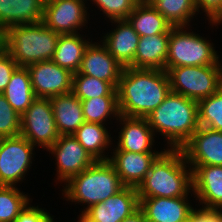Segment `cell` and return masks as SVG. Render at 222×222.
<instances>
[{
  "label": "cell",
  "mask_w": 222,
  "mask_h": 222,
  "mask_svg": "<svg viewBox=\"0 0 222 222\" xmlns=\"http://www.w3.org/2000/svg\"><path fill=\"white\" fill-rule=\"evenodd\" d=\"M160 154L111 151L108 161L114 167L124 186L137 188Z\"/></svg>",
  "instance_id": "obj_20"
},
{
  "label": "cell",
  "mask_w": 222,
  "mask_h": 222,
  "mask_svg": "<svg viewBox=\"0 0 222 222\" xmlns=\"http://www.w3.org/2000/svg\"><path fill=\"white\" fill-rule=\"evenodd\" d=\"M80 214L77 215L78 217L76 219L77 222H96L95 220H93L92 218H90L85 212H81L79 211Z\"/></svg>",
  "instance_id": "obj_40"
},
{
  "label": "cell",
  "mask_w": 222,
  "mask_h": 222,
  "mask_svg": "<svg viewBox=\"0 0 222 222\" xmlns=\"http://www.w3.org/2000/svg\"><path fill=\"white\" fill-rule=\"evenodd\" d=\"M18 67L15 60L3 50L0 53V93H3L10 81L12 73Z\"/></svg>",
  "instance_id": "obj_36"
},
{
  "label": "cell",
  "mask_w": 222,
  "mask_h": 222,
  "mask_svg": "<svg viewBox=\"0 0 222 222\" xmlns=\"http://www.w3.org/2000/svg\"><path fill=\"white\" fill-rule=\"evenodd\" d=\"M47 152L55 158L57 170L54 181L56 184L60 182L61 186L96 161L73 135H59Z\"/></svg>",
  "instance_id": "obj_11"
},
{
  "label": "cell",
  "mask_w": 222,
  "mask_h": 222,
  "mask_svg": "<svg viewBox=\"0 0 222 222\" xmlns=\"http://www.w3.org/2000/svg\"><path fill=\"white\" fill-rule=\"evenodd\" d=\"M219 64H220V68H221V81H222V58L219 59Z\"/></svg>",
  "instance_id": "obj_43"
},
{
  "label": "cell",
  "mask_w": 222,
  "mask_h": 222,
  "mask_svg": "<svg viewBox=\"0 0 222 222\" xmlns=\"http://www.w3.org/2000/svg\"><path fill=\"white\" fill-rule=\"evenodd\" d=\"M87 3V0L45 1L42 22L60 35L83 33L90 22Z\"/></svg>",
  "instance_id": "obj_10"
},
{
  "label": "cell",
  "mask_w": 222,
  "mask_h": 222,
  "mask_svg": "<svg viewBox=\"0 0 222 222\" xmlns=\"http://www.w3.org/2000/svg\"><path fill=\"white\" fill-rule=\"evenodd\" d=\"M169 33L141 36L134 61L128 66L136 69L165 70Z\"/></svg>",
  "instance_id": "obj_22"
},
{
  "label": "cell",
  "mask_w": 222,
  "mask_h": 222,
  "mask_svg": "<svg viewBox=\"0 0 222 222\" xmlns=\"http://www.w3.org/2000/svg\"><path fill=\"white\" fill-rule=\"evenodd\" d=\"M21 116L0 93V138L15 137L21 132Z\"/></svg>",
  "instance_id": "obj_34"
},
{
  "label": "cell",
  "mask_w": 222,
  "mask_h": 222,
  "mask_svg": "<svg viewBox=\"0 0 222 222\" xmlns=\"http://www.w3.org/2000/svg\"><path fill=\"white\" fill-rule=\"evenodd\" d=\"M117 90L119 113L146 118L170 93L166 70L124 67Z\"/></svg>",
  "instance_id": "obj_1"
},
{
  "label": "cell",
  "mask_w": 222,
  "mask_h": 222,
  "mask_svg": "<svg viewBox=\"0 0 222 222\" xmlns=\"http://www.w3.org/2000/svg\"><path fill=\"white\" fill-rule=\"evenodd\" d=\"M136 189L139 197H194L192 169L183 151L165 149Z\"/></svg>",
  "instance_id": "obj_3"
},
{
  "label": "cell",
  "mask_w": 222,
  "mask_h": 222,
  "mask_svg": "<svg viewBox=\"0 0 222 222\" xmlns=\"http://www.w3.org/2000/svg\"><path fill=\"white\" fill-rule=\"evenodd\" d=\"M20 135L47 151L59 138L49 98H36L21 115Z\"/></svg>",
  "instance_id": "obj_9"
},
{
  "label": "cell",
  "mask_w": 222,
  "mask_h": 222,
  "mask_svg": "<svg viewBox=\"0 0 222 222\" xmlns=\"http://www.w3.org/2000/svg\"><path fill=\"white\" fill-rule=\"evenodd\" d=\"M149 2L172 27L191 26L193 19L195 21V17H198L194 0H149Z\"/></svg>",
  "instance_id": "obj_28"
},
{
  "label": "cell",
  "mask_w": 222,
  "mask_h": 222,
  "mask_svg": "<svg viewBox=\"0 0 222 222\" xmlns=\"http://www.w3.org/2000/svg\"><path fill=\"white\" fill-rule=\"evenodd\" d=\"M123 187L112 164L108 160H96L86 170L63 184L61 198L72 202L70 204H82L81 212H85L92 205L113 196Z\"/></svg>",
  "instance_id": "obj_4"
},
{
  "label": "cell",
  "mask_w": 222,
  "mask_h": 222,
  "mask_svg": "<svg viewBox=\"0 0 222 222\" xmlns=\"http://www.w3.org/2000/svg\"><path fill=\"white\" fill-rule=\"evenodd\" d=\"M106 126L99 123L84 122L73 134L95 160H108L110 156L108 154L113 145L114 137L111 136L113 133L110 132L112 131L108 130L109 126Z\"/></svg>",
  "instance_id": "obj_25"
},
{
  "label": "cell",
  "mask_w": 222,
  "mask_h": 222,
  "mask_svg": "<svg viewBox=\"0 0 222 222\" xmlns=\"http://www.w3.org/2000/svg\"><path fill=\"white\" fill-rule=\"evenodd\" d=\"M49 100L59 135H73L85 122L81 100L72 92Z\"/></svg>",
  "instance_id": "obj_23"
},
{
  "label": "cell",
  "mask_w": 222,
  "mask_h": 222,
  "mask_svg": "<svg viewBox=\"0 0 222 222\" xmlns=\"http://www.w3.org/2000/svg\"><path fill=\"white\" fill-rule=\"evenodd\" d=\"M98 42L92 41L86 48L78 73L109 82L116 89L124 66Z\"/></svg>",
  "instance_id": "obj_16"
},
{
  "label": "cell",
  "mask_w": 222,
  "mask_h": 222,
  "mask_svg": "<svg viewBox=\"0 0 222 222\" xmlns=\"http://www.w3.org/2000/svg\"><path fill=\"white\" fill-rule=\"evenodd\" d=\"M20 189L18 186L0 185V222H15L20 212L33 200Z\"/></svg>",
  "instance_id": "obj_31"
},
{
  "label": "cell",
  "mask_w": 222,
  "mask_h": 222,
  "mask_svg": "<svg viewBox=\"0 0 222 222\" xmlns=\"http://www.w3.org/2000/svg\"><path fill=\"white\" fill-rule=\"evenodd\" d=\"M199 125L222 131V87L198 102Z\"/></svg>",
  "instance_id": "obj_32"
},
{
  "label": "cell",
  "mask_w": 222,
  "mask_h": 222,
  "mask_svg": "<svg viewBox=\"0 0 222 222\" xmlns=\"http://www.w3.org/2000/svg\"><path fill=\"white\" fill-rule=\"evenodd\" d=\"M90 36L86 33L85 35L83 33L60 35L51 60L73 74L78 72L84 52L93 40L92 35Z\"/></svg>",
  "instance_id": "obj_24"
},
{
  "label": "cell",
  "mask_w": 222,
  "mask_h": 222,
  "mask_svg": "<svg viewBox=\"0 0 222 222\" xmlns=\"http://www.w3.org/2000/svg\"><path fill=\"white\" fill-rule=\"evenodd\" d=\"M194 4L198 14L203 13L208 22H211L222 10V0H194Z\"/></svg>",
  "instance_id": "obj_37"
},
{
  "label": "cell",
  "mask_w": 222,
  "mask_h": 222,
  "mask_svg": "<svg viewBox=\"0 0 222 222\" xmlns=\"http://www.w3.org/2000/svg\"><path fill=\"white\" fill-rule=\"evenodd\" d=\"M121 222H148V221L146 220L144 213L139 208L135 213L126 217Z\"/></svg>",
  "instance_id": "obj_39"
},
{
  "label": "cell",
  "mask_w": 222,
  "mask_h": 222,
  "mask_svg": "<svg viewBox=\"0 0 222 222\" xmlns=\"http://www.w3.org/2000/svg\"><path fill=\"white\" fill-rule=\"evenodd\" d=\"M210 26H215L218 28V25H222V10L221 12L209 23H208Z\"/></svg>",
  "instance_id": "obj_41"
},
{
  "label": "cell",
  "mask_w": 222,
  "mask_h": 222,
  "mask_svg": "<svg viewBox=\"0 0 222 222\" xmlns=\"http://www.w3.org/2000/svg\"><path fill=\"white\" fill-rule=\"evenodd\" d=\"M90 1V5H95L99 12H103L101 15L109 18L107 21L127 19L129 14L134 10L135 6L139 2L138 0H87Z\"/></svg>",
  "instance_id": "obj_33"
},
{
  "label": "cell",
  "mask_w": 222,
  "mask_h": 222,
  "mask_svg": "<svg viewBox=\"0 0 222 222\" xmlns=\"http://www.w3.org/2000/svg\"><path fill=\"white\" fill-rule=\"evenodd\" d=\"M34 150L38 149L21 135L0 138V185L17 186L26 180L35 161Z\"/></svg>",
  "instance_id": "obj_8"
},
{
  "label": "cell",
  "mask_w": 222,
  "mask_h": 222,
  "mask_svg": "<svg viewBox=\"0 0 222 222\" xmlns=\"http://www.w3.org/2000/svg\"><path fill=\"white\" fill-rule=\"evenodd\" d=\"M45 0H0V32L11 26L42 22Z\"/></svg>",
  "instance_id": "obj_21"
},
{
  "label": "cell",
  "mask_w": 222,
  "mask_h": 222,
  "mask_svg": "<svg viewBox=\"0 0 222 222\" xmlns=\"http://www.w3.org/2000/svg\"><path fill=\"white\" fill-rule=\"evenodd\" d=\"M4 50V43L2 38L0 39V53Z\"/></svg>",
  "instance_id": "obj_42"
},
{
  "label": "cell",
  "mask_w": 222,
  "mask_h": 222,
  "mask_svg": "<svg viewBox=\"0 0 222 222\" xmlns=\"http://www.w3.org/2000/svg\"><path fill=\"white\" fill-rule=\"evenodd\" d=\"M118 125L115 142L111 147V151H130L136 153H162L166 148L162 150L154 149V143L156 135L154 131L149 126L146 118L141 117H129L121 115L119 116L117 122ZM120 125V126H119ZM119 126V128H118ZM119 129V130H118Z\"/></svg>",
  "instance_id": "obj_12"
},
{
  "label": "cell",
  "mask_w": 222,
  "mask_h": 222,
  "mask_svg": "<svg viewBox=\"0 0 222 222\" xmlns=\"http://www.w3.org/2000/svg\"><path fill=\"white\" fill-rule=\"evenodd\" d=\"M108 22L114 28L102 33L100 41L122 66L128 67L134 61L140 36L127 19Z\"/></svg>",
  "instance_id": "obj_19"
},
{
  "label": "cell",
  "mask_w": 222,
  "mask_h": 222,
  "mask_svg": "<svg viewBox=\"0 0 222 222\" xmlns=\"http://www.w3.org/2000/svg\"><path fill=\"white\" fill-rule=\"evenodd\" d=\"M3 94L18 115L27 110L36 99L27 67L18 66L15 69Z\"/></svg>",
  "instance_id": "obj_27"
},
{
  "label": "cell",
  "mask_w": 222,
  "mask_h": 222,
  "mask_svg": "<svg viewBox=\"0 0 222 222\" xmlns=\"http://www.w3.org/2000/svg\"><path fill=\"white\" fill-rule=\"evenodd\" d=\"M192 26L172 27L168 40L165 70L179 66L220 65V54L211 38L192 31ZM208 38V39H207ZM219 54V55H218Z\"/></svg>",
  "instance_id": "obj_6"
},
{
  "label": "cell",
  "mask_w": 222,
  "mask_h": 222,
  "mask_svg": "<svg viewBox=\"0 0 222 222\" xmlns=\"http://www.w3.org/2000/svg\"><path fill=\"white\" fill-rule=\"evenodd\" d=\"M60 34L43 22L20 24L9 27L2 33L4 50L18 66L51 60Z\"/></svg>",
  "instance_id": "obj_5"
},
{
  "label": "cell",
  "mask_w": 222,
  "mask_h": 222,
  "mask_svg": "<svg viewBox=\"0 0 222 222\" xmlns=\"http://www.w3.org/2000/svg\"><path fill=\"white\" fill-rule=\"evenodd\" d=\"M188 222H222V210L195 208Z\"/></svg>",
  "instance_id": "obj_38"
},
{
  "label": "cell",
  "mask_w": 222,
  "mask_h": 222,
  "mask_svg": "<svg viewBox=\"0 0 222 222\" xmlns=\"http://www.w3.org/2000/svg\"><path fill=\"white\" fill-rule=\"evenodd\" d=\"M193 194L203 209L222 210V166H190Z\"/></svg>",
  "instance_id": "obj_15"
},
{
  "label": "cell",
  "mask_w": 222,
  "mask_h": 222,
  "mask_svg": "<svg viewBox=\"0 0 222 222\" xmlns=\"http://www.w3.org/2000/svg\"><path fill=\"white\" fill-rule=\"evenodd\" d=\"M140 208L135 187L124 186L105 201L92 205L85 213L96 222H121Z\"/></svg>",
  "instance_id": "obj_18"
},
{
  "label": "cell",
  "mask_w": 222,
  "mask_h": 222,
  "mask_svg": "<svg viewBox=\"0 0 222 222\" xmlns=\"http://www.w3.org/2000/svg\"><path fill=\"white\" fill-rule=\"evenodd\" d=\"M146 119L154 134L165 139L163 148L181 149L200 127L198 102L170 91Z\"/></svg>",
  "instance_id": "obj_2"
},
{
  "label": "cell",
  "mask_w": 222,
  "mask_h": 222,
  "mask_svg": "<svg viewBox=\"0 0 222 222\" xmlns=\"http://www.w3.org/2000/svg\"><path fill=\"white\" fill-rule=\"evenodd\" d=\"M127 20L140 37L170 33L172 28V25L149 1L138 2Z\"/></svg>",
  "instance_id": "obj_26"
},
{
  "label": "cell",
  "mask_w": 222,
  "mask_h": 222,
  "mask_svg": "<svg viewBox=\"0 0 222 222\" xmlns=\"http://www.w3.org/2000/svg\"><path fill=\"white\" fill-rule=\"evenodd\" d=\"M140 209L148 222H188L193 207L190 197H139ZM192 204V205H191Z\"/></svg>",
  "instance_id": "obj_17"
},
{
  "label": "cell",
  "mask_w": 222,
  "mask_h": 222,
  "mask_svg": "<svg viewBox=\"0 0 222 222\" xmlns=\"http://www.w3.org/2000/svg\"><path fill=\"white\" fill-rule=\"evenodd\" d=\"M71 92L80 100L96 97H117V90L109 82L78 72L73 74Z\"/></svg>",
  "instance_id": "obj_30"
},
{
  "label": "cell",
  "mask_w": 222,
  "mask_h": 222,
  "mask_svg": "<svg viewBox=\"0 0 222 222\" xmlns=\"http://www.w3.org/2000/svg\"><path fill=\"white\" fill-rule=\"evenodd\" d=\"M33 200L17 216L15 222H57L50 212L39 205L32 204Z\"/></svg>",
  "instance_id": "obj_35"
},
{
  "label": "cell",
  "mask_w": 222,
  "mask_h": 222,
  "mask_svg": "<svg viewBox=\"0 0 222 222\" xmlns=\"http://www.w3.org/2000/svg\"><path fill=\"white\" fill-rule=\"evenodd\" d=\"M36 98H51L70 93L73 73L52 60L27 66Z\"/></svg>",
  "instance_id": "obj_13"
},
{
  "label": "cell",
  "mask_w": 222,
  "mask_h": 222,
  "mask_svg": "<svg viewBox=\"0 0 222 222\" xmlns=\"http://www.w3.org/2000/svg\"><path fill=\"white\" fill-rule=\"evenodd\" d=\"M181 150L189 166H222V131L200 126Z\"/></svg>",
  "instance_id": "obj_14"
},
{
  "label": "cell",
  "mask_w": 222,
  "mask_h": 222,
  "mask_svg": "<svg viewBox=\"0 0 222 222\" xmlns=\"http://www.w3.org/2000/svg\"><path fill=\"white\" fill-rule=\"evenodd\" d=\"M85 122L99 123L103 125H113L116 123L120 113L117 97H96L81 100ZM116 120L113 121L112 120ZM110 119V122H108Z\"/></svg>",
  "instance_id": "obj_29"
},
{
  "label": "cell",
  "mask_w": 222,
  "mask_h": 222,
  "mask_svg": "<svg viewBox=\"0 0 222 222\" xmlns=\"http://www.w3.org/2000/svg\"><path fill=\"white\" fill-rule=\"evenodd\" d=\"M171 91L199 102L222 87L220 65L179 66L168 71Z\"/></svg>",
  "instance_id": "obj_7"
}]
</instances>
